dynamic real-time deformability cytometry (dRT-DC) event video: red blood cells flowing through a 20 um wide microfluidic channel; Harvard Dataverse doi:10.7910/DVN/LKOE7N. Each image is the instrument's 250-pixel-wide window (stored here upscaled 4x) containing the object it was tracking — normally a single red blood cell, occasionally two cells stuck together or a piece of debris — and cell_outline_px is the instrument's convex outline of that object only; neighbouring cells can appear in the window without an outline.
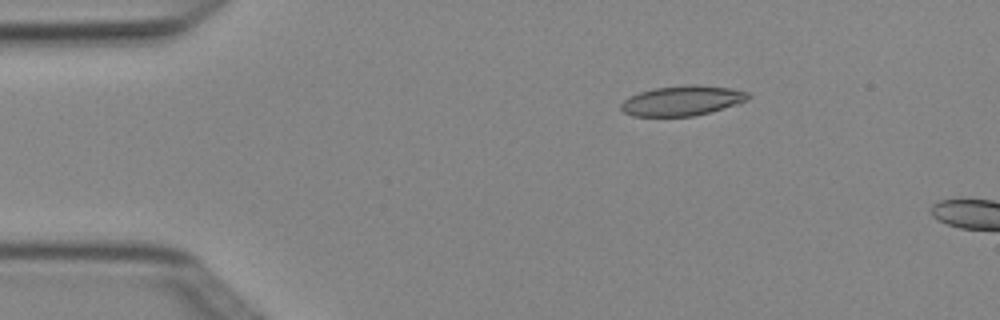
{"species": "Egyptian fruit bat (a non-hibernating species)", "species_latin": "Rousettus aegyptiacus", "temperature_condition": "cold", "stored_images_in_passage": 4, "camera_frame_rate_fps": 3000, "um_per_image_px": 0.085, "animal": {"sex": "female"}, "frame": {"image": 1, "passage_image": 3, "time_ms": 0.667, "image_size_px": [1000, 320], "cell_outline_px": [[752, 96], [748, 100], [740, 104], [692, 116], [632, 116], [624, 112], [620, 108], [620, 104], [628, 96], [640, 92], [656, 88], [688, 84], [732, 88], [748, 92]], "centroid_in_image_um": [58.01, 8.55], "position_along_channel_um": 27.0, "area_um2": 22.25}}